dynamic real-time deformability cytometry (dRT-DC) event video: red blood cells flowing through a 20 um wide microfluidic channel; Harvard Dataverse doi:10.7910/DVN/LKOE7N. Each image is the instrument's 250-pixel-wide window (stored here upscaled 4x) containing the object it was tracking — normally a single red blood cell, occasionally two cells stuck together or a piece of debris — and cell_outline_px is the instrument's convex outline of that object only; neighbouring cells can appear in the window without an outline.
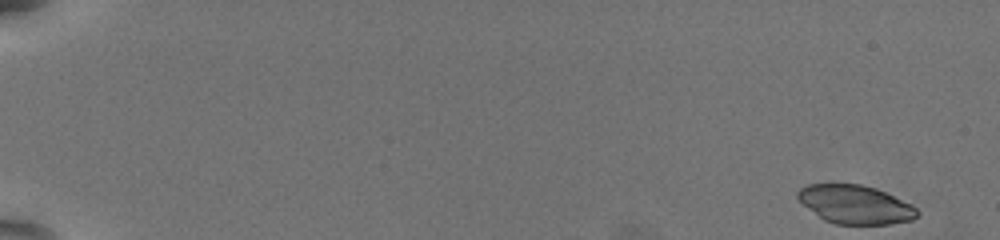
{"species": "common noctule bat (a hibernating species)", "species_latin": "Nyctalus noctula", "temperature_condition": "warm", "stored_images_in_passage": 56, "camera_frame_rate_fps": 3000, "um_per_image_px": 0.085, "animal": {"sex": "female", "body_mass_g": 19.5, "forearm_length_mm": 54.1}, "frame": {"image": 1, "passage_image": 1, "time_ms": 0.0, "image_size_px": [1000, 240], "cell_outline_px": [[920, 212], [912, 220], [888, 224], [836, 224], [824, 220], [808, 208], [796, 196], [796, 192], [800, 188], [808, 184], [860, 184], [876, 188], [912, 204]], "centroid_in_image_um": [72.7, 17.38], "position_along_channel_um": 12.3, "area_um2": 26.76}}
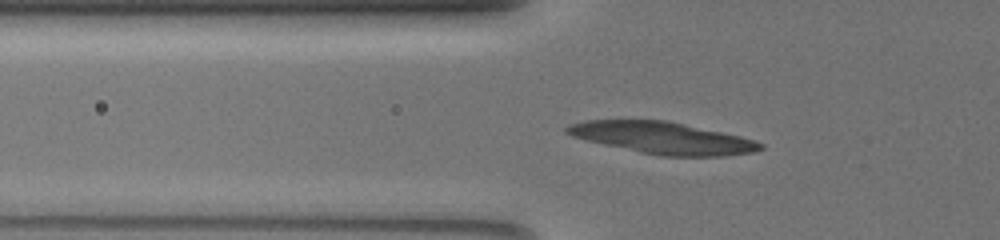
{"frame": {"image": 2, "passage_image": 21, "time_ms": 6.667, "image_size_px": [1000, 240], "cell_outline_px": [[764, 148], [752, 152], [728, 156], [660, 156], [640, 152], [604, 144], [572, 136], [564, 132], [564, 128], [568, 124], [584, 120], [668, 120], [740, 136], [764, 144]], "centroid_in_image_um": [56.31, 11.72], "position_along_channel_um": 69.5, "area_um2": 35.78}}